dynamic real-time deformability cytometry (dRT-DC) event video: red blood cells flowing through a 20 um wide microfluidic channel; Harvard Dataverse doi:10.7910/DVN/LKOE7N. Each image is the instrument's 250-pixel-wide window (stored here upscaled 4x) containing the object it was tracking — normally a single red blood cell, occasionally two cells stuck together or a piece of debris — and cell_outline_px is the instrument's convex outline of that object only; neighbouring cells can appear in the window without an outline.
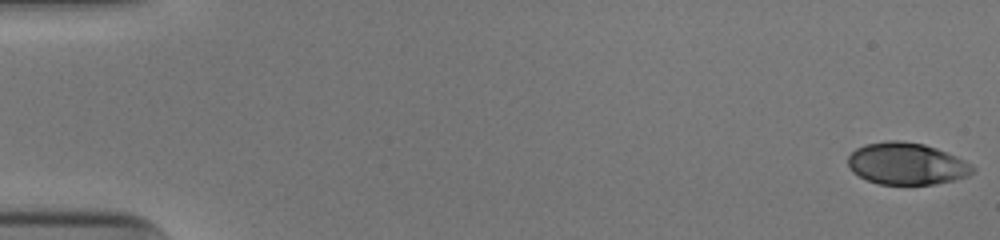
{"species": "human", "species_latin": "Homo sapiens", "temperature_condition": "cold", "stored_images_in_passage": 52, "camera_frame_rate_fps": 3000, "um_per_image_px": 0.085, "donor": {"sex": "male"}, "frame": {"image": 1, "passage_image": 1, "time_ms": 0.0, "image_size_px": [1000, 240], "cell_outline_px": [[976, 168], [968, 176], [936, 184], [880, 184], [868, 180], [852, 172], [848, 164], [848, 156], [856, 148], [864, 144], [888, 140], [900, 140], [924, 144], [936, 148], [956, 156], [972, 164]], "centroid_in_image_um": [77.06, 13.9], "position_along_channel_um": 7.9, "area_um2": 30.46}}
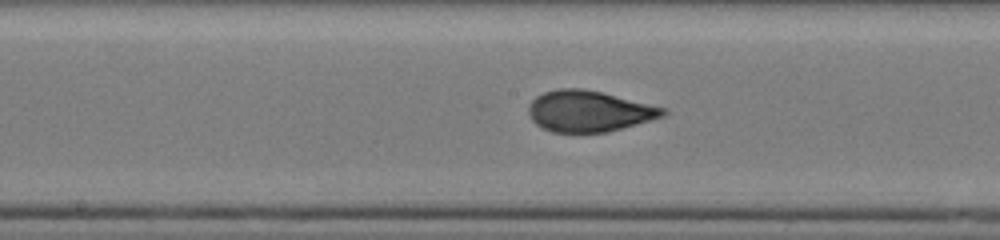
{"frame": {"image": 2, "passage_image": 28, "time_ms": 9.0, "image_size_px": [1000, 240], "cell_outline_px": [[668, 112], [664, 116], [608, 132], [552, 132], [536, 124], [532, 120], [528, 112], [528, 104], [536, 96], [544, 92], [560, 88], [584, 88], [604, 92], [668, 108]], "centroid_in_image_um": [50.08, 9.43], "position_along_channel_um": 198.1, "area_um2": 32.43}}
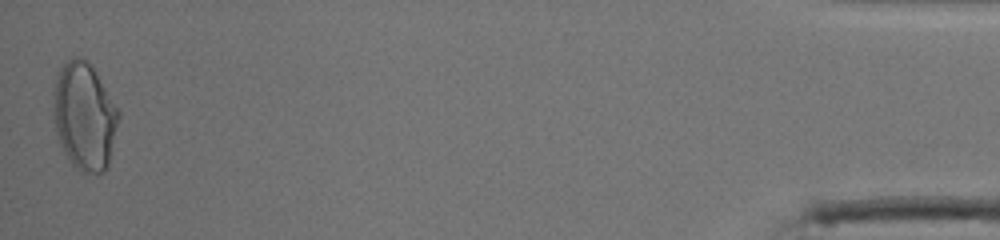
{"frame": {"image": 3, "passage_image": 52, "time_ms": 17.0, "image_size_px": [1000, 240], "cell_outline_px": [[120, 116], [108, 168], [100, 172], [80, 172], [68, 160], [60, 144], [56, 132], [52, 112], [56, 72], [72, 56], [80, 56], [96, 72], [120, 108]], "centroid_in_image_um": [7.18, 9.88], "position_along_channel_um": 428.0, "area_um2": 41.38}, "authors_computed_cell_mechanics": {"area_um2": 31.9056, "velocity_mm_per_s": 3.9529, "shape_relaxation_time_tau1_ms": 6.2391, "shape_relaxation_time_tau2_ms": null, "deformation_change_tau1": 0.2275, "deformation_change_tau2": null}}